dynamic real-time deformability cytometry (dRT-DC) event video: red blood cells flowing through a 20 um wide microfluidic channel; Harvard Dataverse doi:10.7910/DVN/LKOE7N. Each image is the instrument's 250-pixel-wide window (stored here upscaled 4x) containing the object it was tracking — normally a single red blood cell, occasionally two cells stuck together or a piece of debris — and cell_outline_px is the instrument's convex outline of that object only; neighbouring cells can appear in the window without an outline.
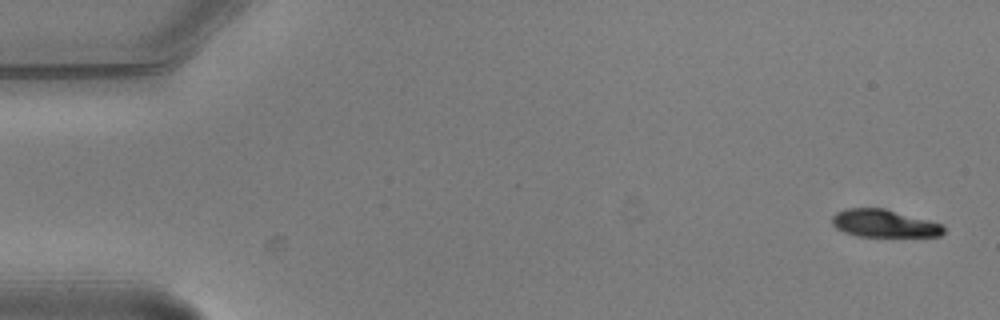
{"species": "common noctule bat (a hibernating species)", "species_latin": "Nyctalus noctula", "temperature_condition": "warm", "stored_images_in_passage": 5, "camera_frame_rate_fps": 3000, "um_per_image_px": 0.085, "animal": {"sex": "male", "body_mass_g": 20.5, "forearm_length_mm": 52.5}, "frame": {"image": 1, "passage_image": 1, "time_ms": 0.0, "image_size_px": [1000, 320], "cell_outline_px": [[944, 232], [940, 236], [856, 236], [844, 232], [836, 228], [832, 224], [832, 216], [836, 212], [844, 208], [884, 208], [944, 224]], "centroid_in_image_um": [75.13, 18.98], "position_along_channel_um": 9.9, "area_um2": 18.03}}